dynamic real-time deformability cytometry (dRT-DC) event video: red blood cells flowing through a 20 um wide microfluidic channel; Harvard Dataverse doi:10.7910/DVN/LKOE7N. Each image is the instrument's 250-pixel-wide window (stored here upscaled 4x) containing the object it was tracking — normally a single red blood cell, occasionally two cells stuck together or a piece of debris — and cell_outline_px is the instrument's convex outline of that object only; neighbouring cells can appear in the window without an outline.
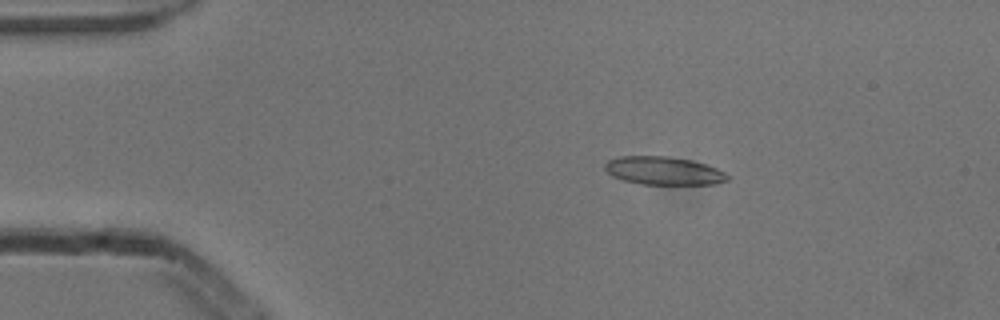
{"species": "common noctule bat (a hibernating species)", "species_latin": "Nyctalus noctula", "temperature_condition": "cold", "stored_images_in_passage": 5, "camera_frame_rate_fps": 3000, "um_per_image_px": 0.085, "animal": {"sex": "male", "body_mass_g": 13.3}, "frame": {"image": 1, "passage_image": 2, "time_ms": 0.333, "image_size_px": [1000, 320], "cell_outline_px": [[732, 176], [728, 180], [712, 184], [640, 184], [624, 180], [612, 176], [604, 168], [604, 164], [608, 160], [620, 156], [668, 156], [692, 160], [716, 168]], "centroid_in_image_um": [56.4, 14.51], "position_along_channel_um": 28.6, "area_um2": 20.11}}
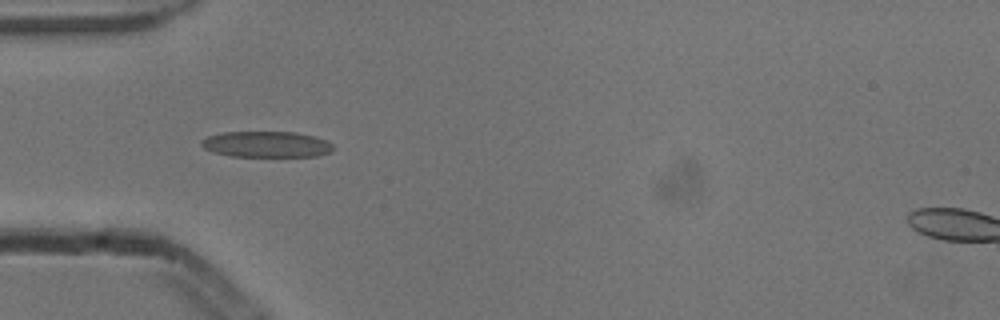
{"frame": {"image": 2, "passage_image": 4, "time_ms": 1.0, "image_size_px": [1000, 320], "cell_outline_px": [[332, 148], [328, 152], [316, 156], [232, 156], [212, 152], [204, 148], [200, 144], [200, 140], [208, 136], [224, 132], [296, 132], [312, 136], [324, 140], [332, 144]], "centroid_in_image_um": [22.58, 12.26], "position_along_channel_um": 62.4, "area_um2": 19.71}}
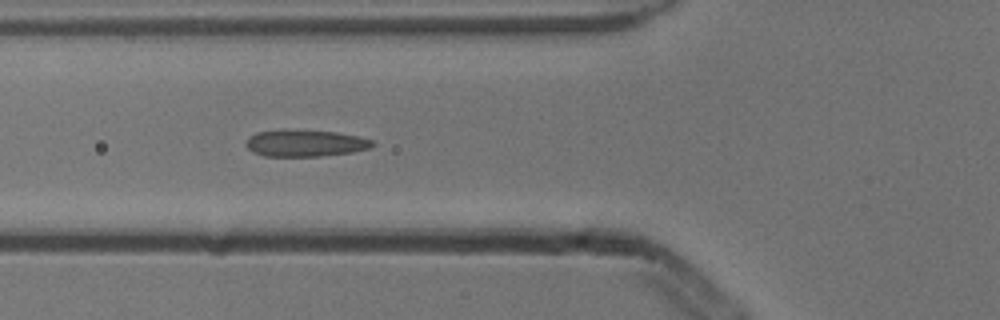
{"frame": {"image": 3, "passage_image": 5, "time_ms": 1.333, "image_size_px": [1000, 320], "cell_outline_px": [[376, 144], [372, 148], [352, 152], [320, 156], [264, 156], [252, 152], [244, 144], [256, 132], [284, 128], [336, 132], [360, 136], [372, 140]], "centroid_in_image_um": [25.96, 12.15], "position_along_channel_um": 99.8, "area_um2": 20.11}}